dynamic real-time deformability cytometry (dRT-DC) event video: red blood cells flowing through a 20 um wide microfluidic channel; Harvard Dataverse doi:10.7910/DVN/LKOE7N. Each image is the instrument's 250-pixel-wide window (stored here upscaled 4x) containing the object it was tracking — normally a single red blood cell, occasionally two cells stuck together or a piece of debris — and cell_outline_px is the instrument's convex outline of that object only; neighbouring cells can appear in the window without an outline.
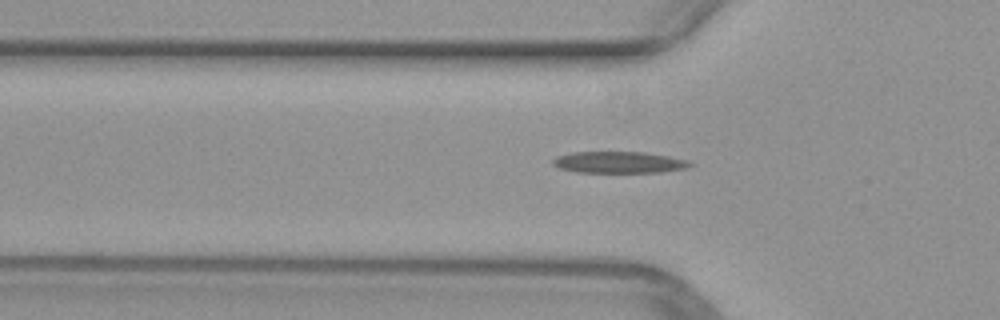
{"species": "common noctule bat (a hibernating species)", "species_latin": "Nyctalus noctula", "temperature_condition": "warm", "stored_images_in_passage": 34, "camera_frame_rate_fps": 3000, "um_per_image_px": 0.085, "animal": {"sex": "female", "body_mass_g": 29.2, "forearm_length_mm": 56.3}, "frame": {"image": 1, "passage_image": 9, "time_ms": 2.667, "image_size_px": [1000, 320], "cell_outline_px": [[692, 164], [684, 168], [660, 172], [576, 172], [560, 168], [552, 164], [552, 160], [556, 156], [572, 152], [644, 152], [668, 156], [688, 160]], "centroid_in_image_um": [52.56, 13.79], "position_along_channel_um": 73.2, "area_um2": 17.05}}
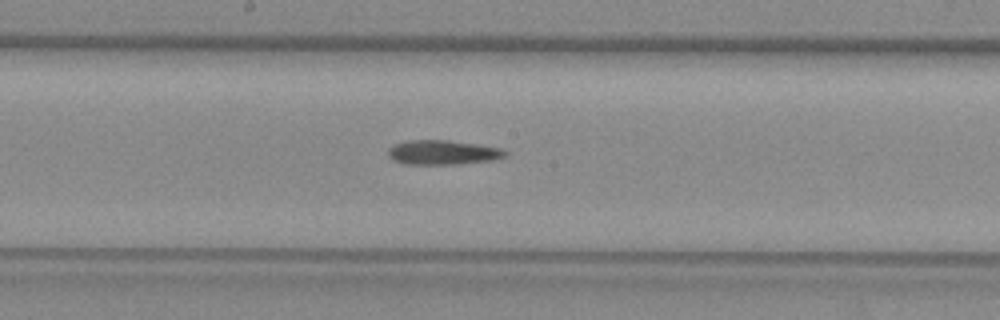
{"frame": {"image": 2, "passage_image": 19, "time_ms": 6.0, "image_size_px": [1000, 320], "cell_outline_px": [[508, 156], [492, 160], [460, 164], [404, 164], [392, 160], [388, 156], [388, 148], [396, 144], [408, 140], [448, 140], [480, 144], [504, 148], [508, 152]], "centroid_in_image_um": [37.69, 12.95], "position_along_channel_um": 210.5, "area_um2": 16.99}}
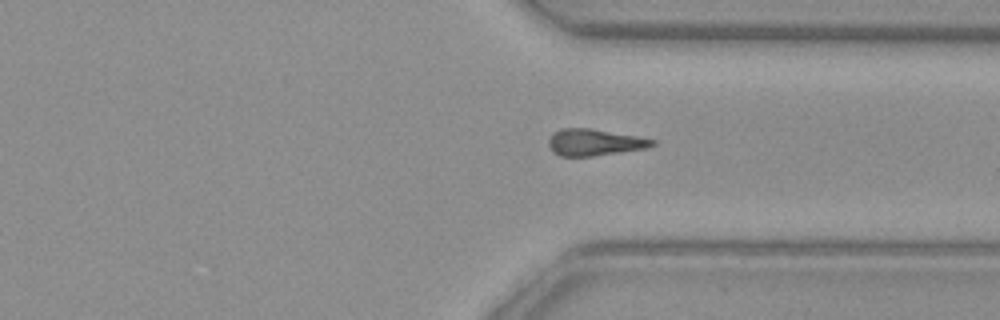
{"frame": {"image": 3, "passage_image": 30, "time_ms": 9.667, "image_size_px": [1000, 320], "cell_outline_px": [[656, 144], [648, 148], [592, 156], [560, 156], [552, 152], [548, 144], [548, 140], [552, 132], [560, 128], [588, 128], [636, 136], [656, 140]], "centroid_in_image_um": [50.5, 12.1], "position_along_channel_um": 360.9, "area_um2": 16.13}}